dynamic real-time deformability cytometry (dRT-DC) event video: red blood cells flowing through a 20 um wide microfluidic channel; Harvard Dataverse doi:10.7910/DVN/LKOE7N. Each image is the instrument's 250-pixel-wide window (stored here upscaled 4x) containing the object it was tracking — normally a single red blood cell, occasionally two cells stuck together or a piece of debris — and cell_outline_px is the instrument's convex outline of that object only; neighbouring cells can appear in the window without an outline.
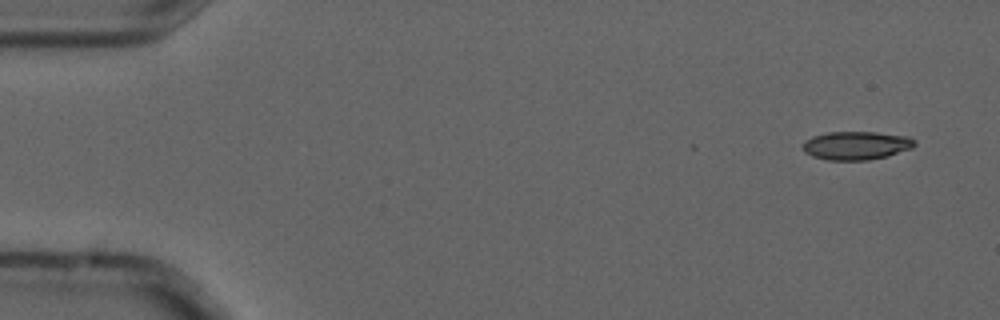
{"species": "common noctule bat (a hibernating species)", "species_latin": "Nyctalus noctula", "temperature_condition": "cold", "stored_images_in_passage": 8, "camera_frame_rate_fps": 3000, "um_per_image_px": 0.085, "animal": {"sex": "male", "forearm_length_mm": 52.5}, "frame": {"image": 1, "passage_image": 1, "time_ms": 0.0, "image_size_px": [1000, 320], "cell_outline_px": [[916, 144], [912, 148], [888, 156], [868, 160], [828, 160], [812, 156], [804, 152], [804, 140], [812, 136], [828, 132], [876, 132], [908, 136], [916, 140]], "centroid_in_image_um": [72.8, 12.36], "position_along_channel_um": 12.2, "area_um2": 18.61}}
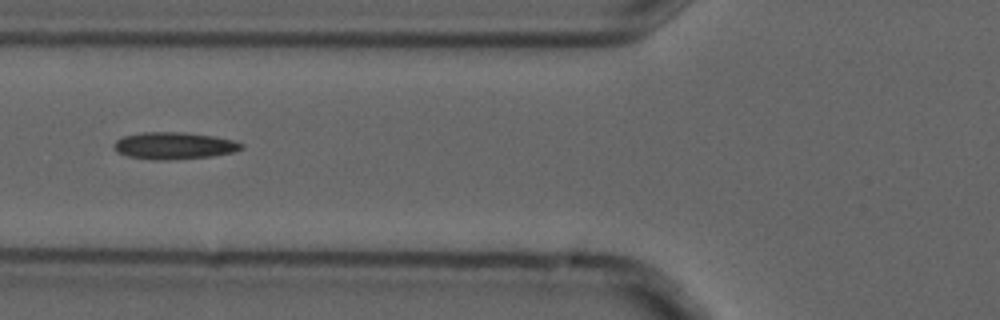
{"frame": {"image": 2, "passage_image": 6, "time_ms": 1.667, "image_size_px": [1000, 320], "cell_outline_px": [[244, 148], [232, 152], [212, 156], [172, 160], [156, 160], [128, 156], [116, 152], [112, 148], [112, 144], [116, 140], [124, 136], [144, 132], [184, 132], [216, 136], [232, 140], [244, 144]], "centroid_in_image_um": [14.78, 12.38], "position_along_channel_um": 111.0, "area_um2": 20.23}}
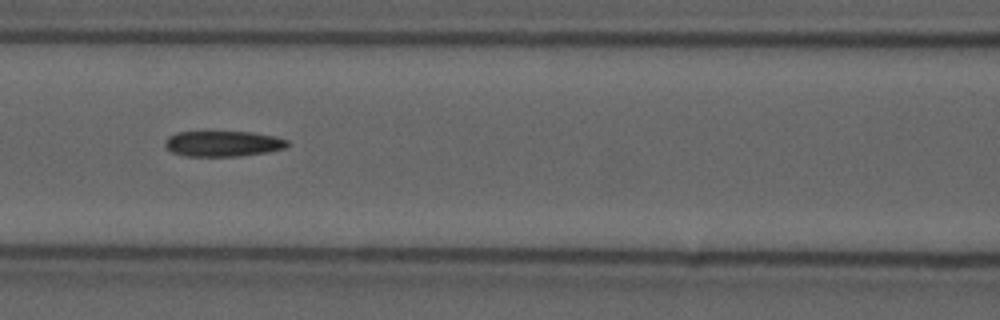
{"frame": {"image": 3, "passage_image": 7, "time_ms": 2.0, "image_size_px": [1000, 320], "cell_outline_px": [[288, 144], [284, 148], [268, 152], [240, 156], [184, 156], [172, 152], [164, 144], [168, 136], [176, 132], [252, 132], [276, 136], [288, 140]], "centroid_in_image_um": [18.96, 12.21], "position_along_channel_um": 147.6, "area_um2": 18.26}}